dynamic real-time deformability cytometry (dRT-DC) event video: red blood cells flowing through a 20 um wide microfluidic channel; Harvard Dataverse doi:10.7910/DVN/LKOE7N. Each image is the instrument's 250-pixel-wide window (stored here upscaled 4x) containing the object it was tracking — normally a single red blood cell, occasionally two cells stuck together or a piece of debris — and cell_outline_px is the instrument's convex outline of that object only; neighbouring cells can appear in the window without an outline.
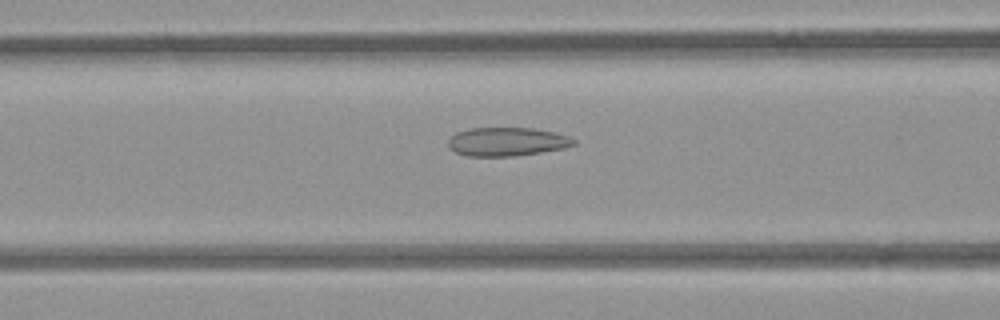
{"species": "common noctule bat (a hibernating species)", "species_latin": "Nyctalus noctula", "temperature_condition": "room temperature", "stored_images_in_passage": 43, "camera_frame_rate_fps": 3000, "um_per_image_px": 0.085, "animal": {"sex": "female", "body_mass_g": 21.9}, "frame": {"image": 1, "passage_image": 11, "time_ms": 3.333, "image_size_px": [1000, 320], "cell_outline_px": [[576, 144], [564, 148], [540, 152], [512, 156], [468, 156], [456, 152], [448, 148], [448, 140], [456, 132], [472, 128], [532, 128], [552, 132], [568, 136], [576, 140]], "centroid_in_image_um": [43.07, 12.04], "position_along_channel_um": 123.5, "area_um2": 20.81}}
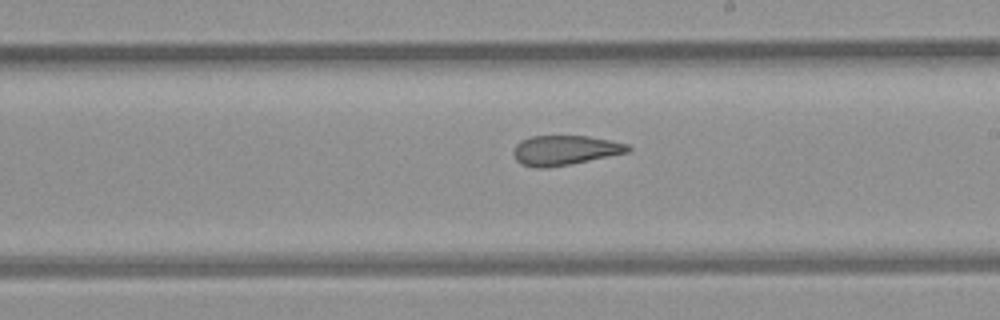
{"frame": {"image": 2, "passage_image": 20, "time_ms": 6.333, "image_size_px": [1000, 320], "cell_outline_px": [[632, 148], [628, 152], [548, 168], [532, 168], [520, 164], [516, 160], [512, 152], [516, 144], [520, 140], [532, 136], [588, 136], [628, 144]], "centroid_in_image_um": [47.95, 12.77], "position_along_channel_um": 241.1, "area_um2": 19.77}}
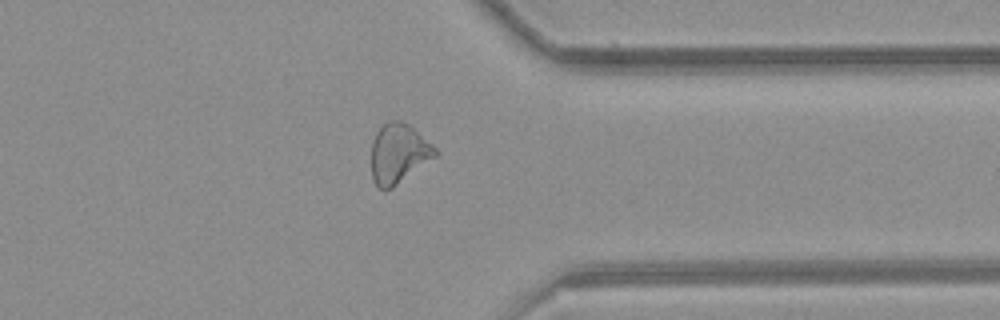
{"frame": {"image": 3, "passage_image": 31, "time_ms": 10.0, "image_size_px": [1000, 320], "cell_outline_px": [[440, 152], [436, 156], [392, 188], [384, 192], [372, 180], [372, 140], [376, 132], [388, 120], [400, 120], [408, 124], [432, 144]], "centroid_in_image_um": [33.87, 13.05], "position_along_channel_um": 377.5, "area_um2": 22.14}, "authors_computed_cell_mechanics": {"area_um2": 21.4438, "velocity_mm_per_s": 3.9108, "shape_relaxation_time_tau1_ms": null, "shape_relaxation_time_tau2_ms": 2.9353, "deformation_change_tau1": null, "deformation_change_tau2": 0.0961}}